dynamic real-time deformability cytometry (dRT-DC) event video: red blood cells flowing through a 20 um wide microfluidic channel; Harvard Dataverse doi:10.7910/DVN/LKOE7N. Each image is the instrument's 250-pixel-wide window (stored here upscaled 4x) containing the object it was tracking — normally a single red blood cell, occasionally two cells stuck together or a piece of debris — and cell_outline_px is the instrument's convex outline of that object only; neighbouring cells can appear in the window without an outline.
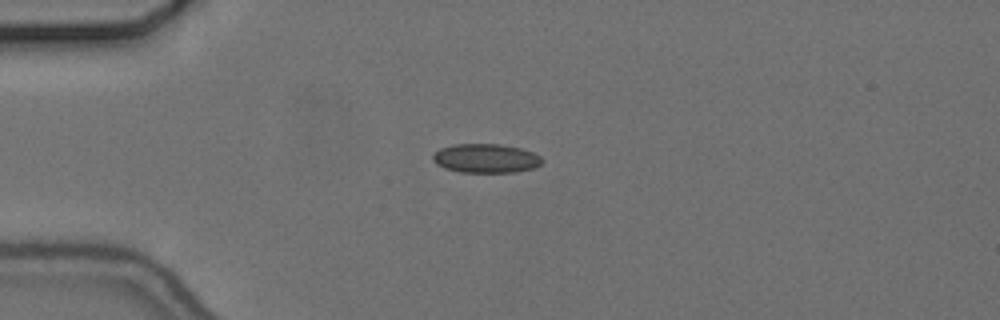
{"species": "common noctule bat (a hibernating species)", "species_latin": "Nyctalus noctula", "temperature_condition": "cold", "stored_images_in_passage": 42, "camera_frame_rate_fps": 3000, "um_per_image_px": 0.085, "animal": {"sex": "female", "body_mass_g": 24.6, "forearm_length_mm": 56.2}, "frame": {"image": 1, "passage_image": 1, "time_ms": 0.0, "image_size_px": [1000, 320], "cell_outline_px": [[544, 160], [536, 168], [516, 172], [460, 172], [444, 168], [436, 164], [432, 160], [432, 156], [440, 148], [452, 144], [500, 144], [520, 148], [532, 152], [540, 156]], "centroid_in_image_um": [41.3, 13.46], "position_along_channel_um": 43.7, "area_um2": 18.61}}
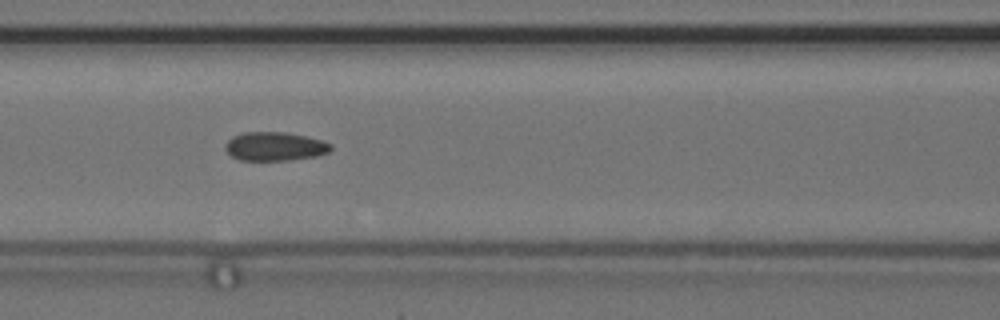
{"frame": {"image": 2, "passage_image": 11, "time_ms": 3.333, "image_size_px": [1000, 320], "cell_outline_px": [[332, 148], [328, 152], [316, 156], [288, 160], [240, 160], [232, 156], [224, 148], [228, 140], [232, 136], [244, 132], [284, 132], [308, 136], [332, 144]], "centroid_in_image_um": [23.36, 12.44], "position_along_channel_um": 143.2, "area_um2": 17.63}}
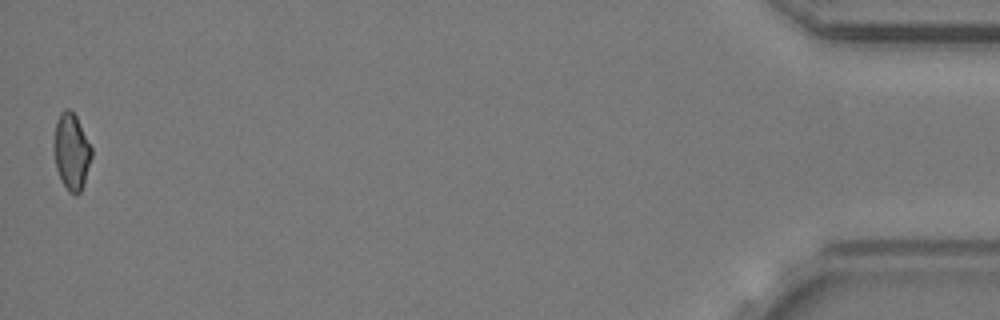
{"frame": {"image": 3, "passage_image": 42, "time_ms": 13.667, "image_size_px": [1000, 320], "cell_outline_px": [[92, 156], [84, 184], [80, 192], [76, 196], [68, 192], [60, 180], [56, 168], [52, 144], [56, 120], [60, 112], [64, 108], [68, 108], [76, 116], [92, 148]], "centroid_in_image_um": [6.05, 12.9], "position_along_channel_um": 429.2, "area_um2": 17.17}}